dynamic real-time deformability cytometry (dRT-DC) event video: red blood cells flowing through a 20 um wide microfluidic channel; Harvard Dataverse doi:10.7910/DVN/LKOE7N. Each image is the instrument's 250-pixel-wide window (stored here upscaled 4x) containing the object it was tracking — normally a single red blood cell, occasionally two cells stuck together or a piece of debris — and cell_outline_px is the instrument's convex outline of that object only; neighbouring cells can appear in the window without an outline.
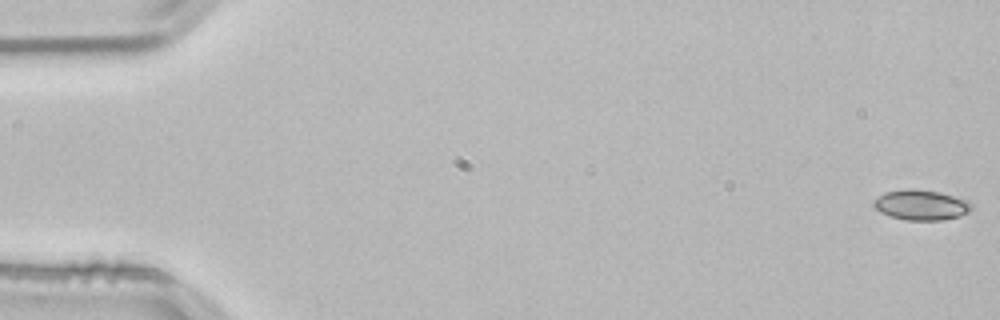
{"species": "common noctule bat (a hibernating species)", "species_latin": "Nyctalus noctula", "temperature_condition": "room temperature", "stored_images_in_passage": 14, "camera_frame_rate_fps": 3000, "um_per_image_px": 0.085, "animal": {"sex": "male", "body_mass_g": 21.5, "forearm_length_mm": 52.0}, "frame": {"image": 1, "passage_image": 1, "time_ms": 0.0, "image_size_px": [1000, 320], "cell_outline_px": [[972, 208], [968, 212], [960, 216], [944, 220], [904, 220], [880, 212], [872, 204], [872, 200], [884, 192], [908, 188], [912, 188], [940, 192], [968, 200], [972, 204]], "centroid_in_image_um": [78.29, 17.41], "position_along_channel_um": 6.7, "area_um2": 17.4}}
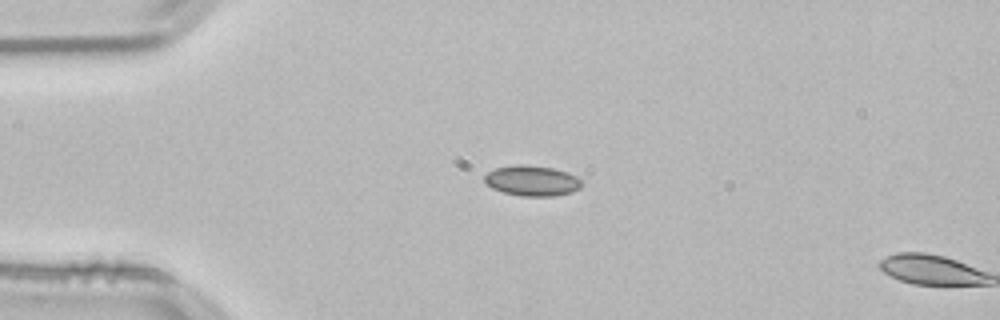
{"frame": {"image": 2, "passage_image": 13, "time_ms": 4.0, "image_size_px": [1000, 320], "cell_outline_px": [[580, 188], [572, 192], [552, 196], [520, 196], [504, 192], [492, 188], [484, 184], [484, 176], [488, 172], [496, 168], [516, 164], [520, 164], [552, 168], [568, 172], [576, 176], [580, 180]], "centroid_in_image_um": [45.19, 15.36], "position_along_channel_um": 39.8, "area_um2": 17.17}}